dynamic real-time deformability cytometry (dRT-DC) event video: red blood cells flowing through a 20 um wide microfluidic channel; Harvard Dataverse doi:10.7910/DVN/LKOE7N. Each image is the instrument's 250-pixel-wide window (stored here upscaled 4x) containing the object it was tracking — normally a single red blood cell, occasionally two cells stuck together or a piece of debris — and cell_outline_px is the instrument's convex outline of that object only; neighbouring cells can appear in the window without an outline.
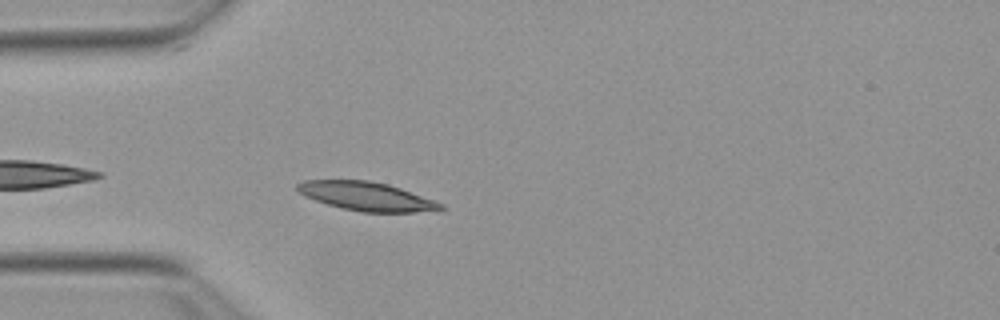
{"species": "Egyptian fruit bat (a non-hibernating species)", "species_latin": "Rousettus aegyptiacus", "temperature_condition": "warm", "stored_images_in_passage": 7, "camera_frame_rate_fps": 3000, "um_per_image_px": 0.085, "animal": {"sex": "female"}, "frame": {"image": 1, "passage_image": 3, "time_ms": 0.667, "image_size_px": [1000, 320], "cell_outline_px": [[448, 208], [412, 212], [360, 212], [340, 208], [304, 196], [296, 192], [296, 184], [304, 180], [368, 180], [388, 184], [436, 200], [444, 204]], "centroid_in_image_um": [31.14, 16.68], "position_along_channel_um": 53.9, "area_um2": 24.1}}
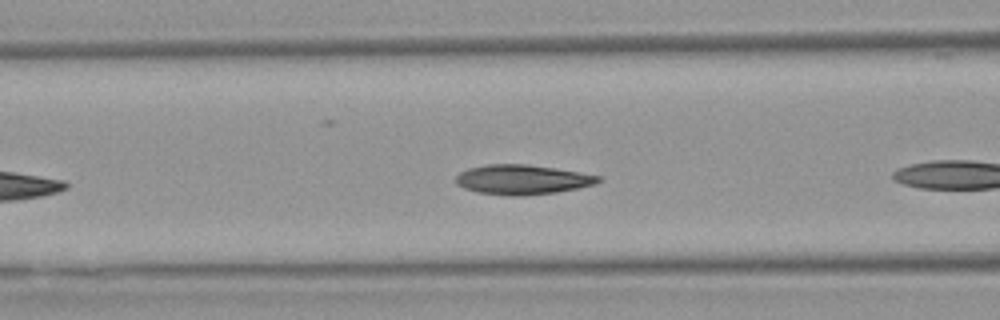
{"frame": {"image": 2, "passage_image": 6, "time_ms": 1.667, "image_size_px": [1000, 320], "cell_outline_px": [[604, 180], [596, 184], [556, 192], [524, 196], [508, 196], [476, 192], [464, 188], [456, 184], [456, 176], [460, 172], [468, 168], [488, 164], [528, 164], [556, 168], [580, 172], [600, 176]], "centroid_in_image_um": [44.4, 15.27], "position_along_channel_um": 122.2, "area_um2": 24.85}}